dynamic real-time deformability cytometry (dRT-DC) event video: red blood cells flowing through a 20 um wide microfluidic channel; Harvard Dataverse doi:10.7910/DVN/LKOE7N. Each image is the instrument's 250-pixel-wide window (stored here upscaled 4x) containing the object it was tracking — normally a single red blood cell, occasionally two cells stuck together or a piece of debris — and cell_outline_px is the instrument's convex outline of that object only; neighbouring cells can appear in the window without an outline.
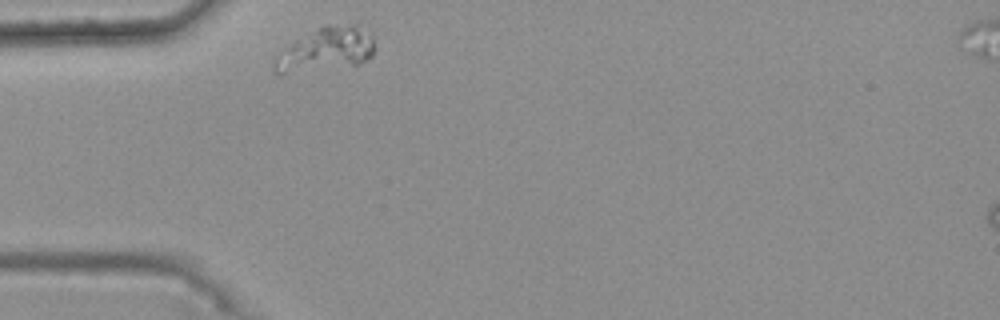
{"species": "common noctule bat (a hibernating species)", "species_latin": "Nyctalus noctula", "temperature_condition": "warm", "stored_images_in_passage": 41, "camera_frame_rate_fps": 3000, "um_per_image_px": 0.085, "animal": {"sex": "female", "body_mass_g": 25.1}, "frame": {"image": 1, "passage_image": 1, "time_ms": 0.0, "image_size_px": [1000, 320], "cell_outline_px": [[376, 48], [372, 56], [360, 64], [280, 76], [272, 72], [272, 60], [276, 56], [296, 40], [316, 28], [324, 24], [356, 24], [372, 36]], "centroid_in_image_um": [27.66, 4.25], "position_along_channel_um": 57.3, "area_um2": 26.18}}
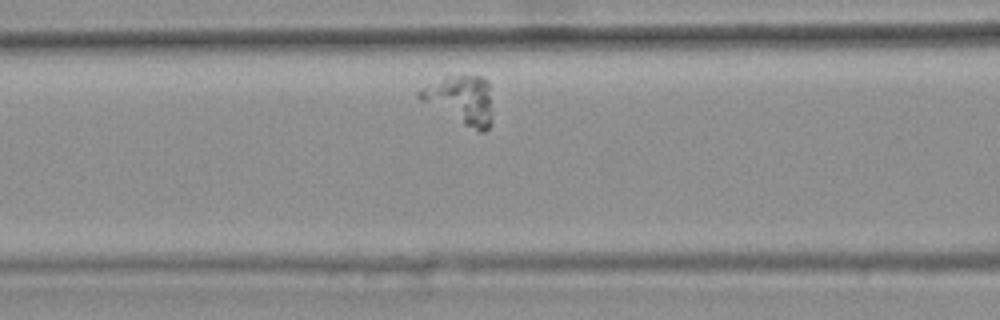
{"frame": {"image": 2, "passage_image": 8, "time_ms": 2.333, "image_size_px": [1000, 320], "cell_outline_px": [[492, 124], [484, 132], [480, 132], [464, 124], [420, 100], [416, 96], [416, 92], [420, 88], [444, 76], [480, 76], [488, 80], [492, 120]], "centroid_in_image_um": [39.16, 8.47], "position_along_channel_um": 127.4, "area_um2": 20.46}}
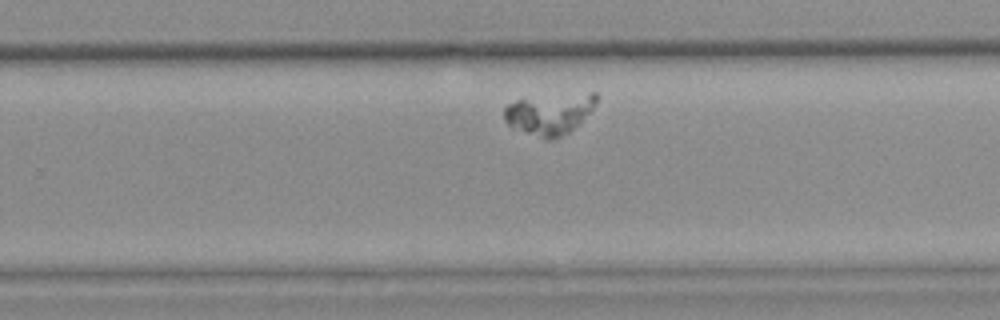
{"frame": {"image": 3, "passage_image": 22, "time_ms": 7.0, "image_size_px": [1000, 320], "cell_outline_px": [[600, 96], [592, 108], [568, 132], [552, 140], [544, 140], [524, 132], [508, 124], [504, 120], [504, 108], [508, 104], [516, 100], [592, 92], [596, 92]], "centroid_in_image_um": [46.69, 9.69], "position_along_channel_um": 283.1, "area_um2": 21.44}}